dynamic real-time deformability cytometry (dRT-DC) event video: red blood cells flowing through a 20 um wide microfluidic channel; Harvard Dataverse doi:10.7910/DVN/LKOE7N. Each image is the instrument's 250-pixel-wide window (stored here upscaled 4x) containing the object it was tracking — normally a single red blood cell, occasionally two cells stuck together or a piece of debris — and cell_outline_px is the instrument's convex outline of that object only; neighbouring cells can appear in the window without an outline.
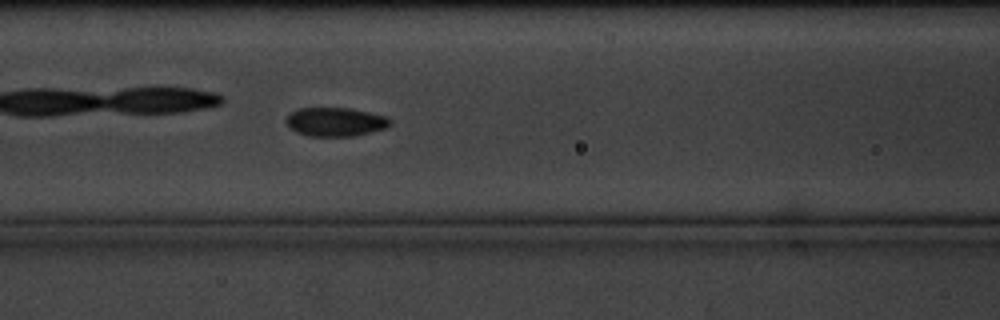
{"species": "common noctule bat (a hibernating species)", "species_latin": "Nyctalus noctula", "temperature_condition": "cold", "stored_images_in_passage": 8, "camera_frame_rate_fps": 3000, "um_per_image_px": 0.085, "animal": {"sex": "male", "body_mass_g": 20.1, "forearm_length_mm": 53.5}, "frame": {"image": 1, "passage_image": 8, "time_ms": 8.667, "image_size_px": [1000, 320], "cell_outline_px": [[392, 124], [388, 128], [352, 136], [308, 136], [296, 132], [284, 120], [296, 108], [348, 108], [388, 116], [392, 120]], "centroid_in_image_um": [28.55, 10.36], "position_along_channel_um": 138.0, "area_um2": 17.51}}